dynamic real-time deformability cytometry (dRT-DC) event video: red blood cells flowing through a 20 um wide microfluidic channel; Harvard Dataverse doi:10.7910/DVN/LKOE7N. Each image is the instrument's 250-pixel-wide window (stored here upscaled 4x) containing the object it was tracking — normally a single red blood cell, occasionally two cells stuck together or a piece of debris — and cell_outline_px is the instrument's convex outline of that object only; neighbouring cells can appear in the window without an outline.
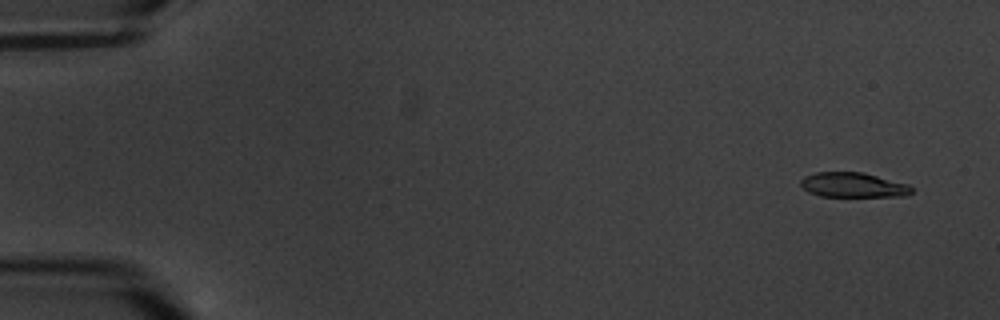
{"species": "common noctule bat (a hibernating species)", "species_latin": "Nyctalus noctula", "temperature_condition": "warm", "stored_images_in_passage": 5, "camera_frame_rate_fps": 3000, "um_per_image_px": 0.085, "animal": {"sex": "male", "body_mass_g": 20.1, "forearm_length_mm": 53.5}, "frame": {"image": 1, "passage_image": 1, "time_ms": 0.0, "image_size_px": [1000, 320], "cell_outline_px": [[912, 192], [908, 196], [820, 196], [808, 192], [800, 184], [800, 180], [804, 176], [816, 172], [864, 172], [908, 184], [912, 188]], "centroid_in_image_um": [72.51, 15.72], "position_along_channel_um": 12.5, "area_um2": 16.07}}